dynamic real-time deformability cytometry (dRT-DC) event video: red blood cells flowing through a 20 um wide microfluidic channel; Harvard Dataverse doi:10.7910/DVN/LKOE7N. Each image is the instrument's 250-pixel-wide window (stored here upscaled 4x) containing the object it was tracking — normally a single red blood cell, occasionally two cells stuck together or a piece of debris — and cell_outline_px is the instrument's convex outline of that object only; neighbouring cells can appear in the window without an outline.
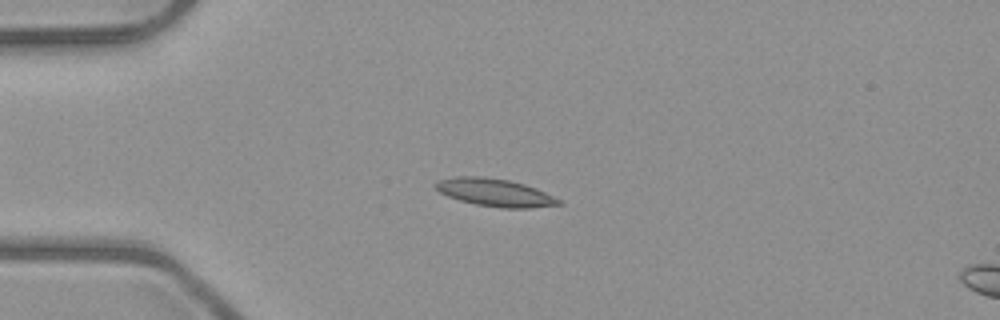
{"species": "common noctule bat (a hibernating species)", "species_latin": "Nyctalus noctula", "temperature_condition": "room temperature", "stored_images_in_passage": 6, "camera_frame_rate_fps": 3000, "um_per_image_px": 0.085, "animal": {"sex": "male", "body_mass_g": 23.1, "forearm_length_mm": 52.7}, "frame": {"image": 1, "passage_image": 4, "time_ms": 3.333, "image_size_px": [1000, 320], "cell_outline_px": [[564, 204], [528, 208], [500, 208], [476, 204], [460, 200], [448, 196], [440, 192], [432, 184], [440, 180], [452, 176], [484, 176], [508, 180], [524, 184], [536, 188], [560, 200]], "centroid_in_image_um": [42.04, 16.36], "position_along_channel_um": 43.0, "area_um2": 19.83}}
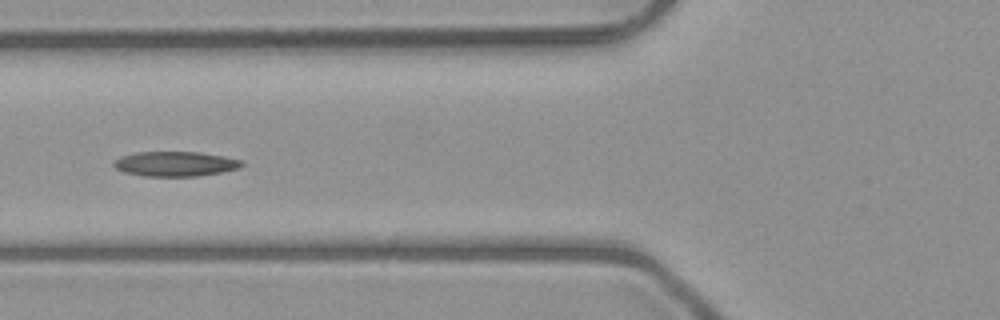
{"frame": {"image": 2, "passage_image": 6, "time_ms": 5.667, "image_size_px": [1000, 320], "cell_outline_px": [[244, 164], [240, 168], [220, 172], [196, 176], [144, 176], [124, 172], [116, 168], [112, 164], [120, 156], [136, 152], [200, 152], [224, 156], [240, 160]], "centroid_in_image_um": [14.89, 13.92], "position_along_channel_um": 110.9, "area_um2": 18.44}}